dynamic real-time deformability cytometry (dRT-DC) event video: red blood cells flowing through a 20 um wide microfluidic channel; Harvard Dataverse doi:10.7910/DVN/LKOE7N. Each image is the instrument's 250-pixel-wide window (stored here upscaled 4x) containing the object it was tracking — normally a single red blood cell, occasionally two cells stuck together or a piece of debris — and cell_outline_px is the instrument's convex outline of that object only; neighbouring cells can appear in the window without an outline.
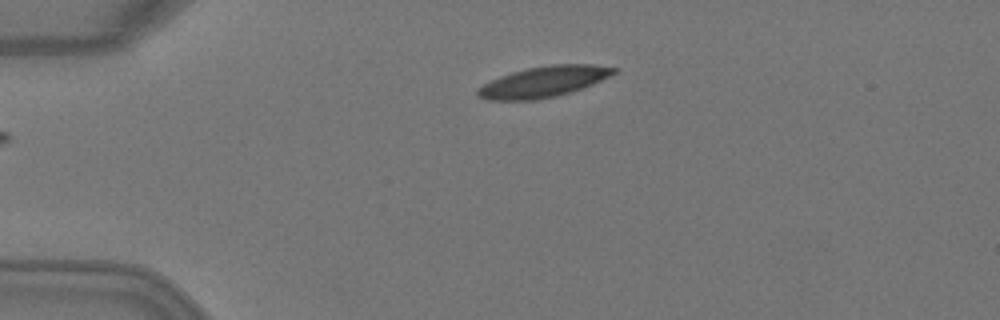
{"species": "Egyptian fruit bat (a non-hibernating species)", "species_latin": "Rousettus aegyptiacus", "temperature_condition": "warm", "stored_images_in_passage": 2, "camera_frame_rate_fps": 3000, "um_per_image_px": 0.085, "animal": {"sex": "female"}, "frame": {"image": 1, "passage_image": 2, "time_ms": 0.333, "image_size_px": [1000, 320], "cell_outline_px": [[616, 72], [592, 84], [556, 96], [536, 100], [488, 100], [476, 96], [476, 92], [484, 84], [500, 76], [512, 72], [528, 68], [552, 64], [592, 64], [616, 68]], "centroid_in_image_um": [46.17, 6.95], "position_along_channel_um": 38.8, "area_um2": 24.04}}